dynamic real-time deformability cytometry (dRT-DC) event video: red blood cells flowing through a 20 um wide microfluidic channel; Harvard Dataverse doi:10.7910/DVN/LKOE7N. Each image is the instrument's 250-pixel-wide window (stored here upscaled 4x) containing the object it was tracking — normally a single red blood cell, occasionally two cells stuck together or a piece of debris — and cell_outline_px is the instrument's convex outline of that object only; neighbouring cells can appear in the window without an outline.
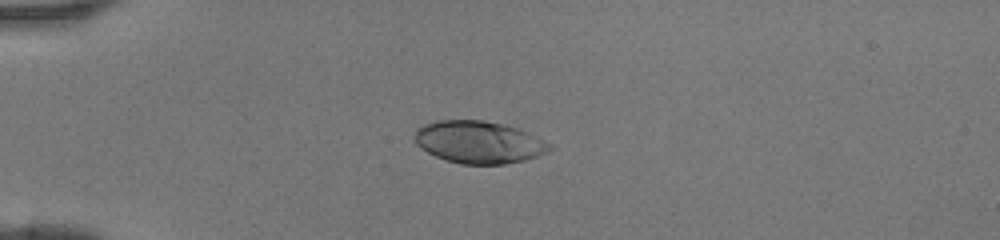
{"species": "human", "species_latin": "Homo sapiens", "temperature_condition": "room temperature", "stored_images_in_passage": 34, "camera_frame_rate_fps": 3000, "um_per_image_px": 0.085, "donor": {"sex": "female"}, "frame": {"image": 1, "passage_image": 1, "time_ms": 0.0, "image_size_px": [1000, 240], "cell_outline_px": [[552, 148], [548, 152], [524, 160], [504, 164], [460, 164], [444, 160], [428, 152], [416, 144], [412, 140], [412, 136], [416, 128], [424, 124], [436, 120], [484, 120], [504, 124], [516, 128], [552, 144]], "centroid_in_image_um": [40.64, 12.08], "position_along_channel_um": 44.4, "area_um2": 33.41}}
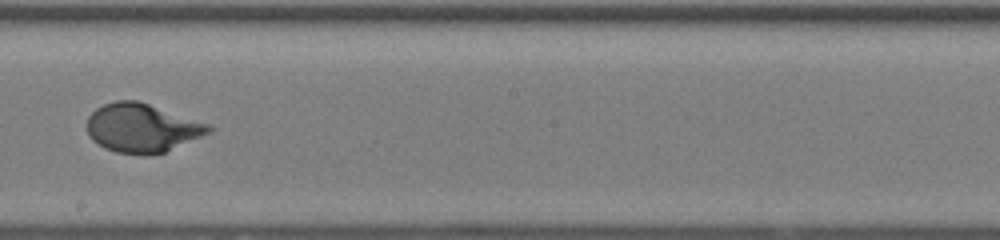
{"frame": {"image": 2, "passage_image": 16, "time_ms": 5.0, "image_size_px": [1000, 240], "cell_outline_px": [[216, 128], [212, 132], [164, 152], [116, 152], [104, 148], [92, 140], [88, 136], [88, 116], [96, 108], [104, 104], [116, 100], [136, 100], [212, 124]], "centroid_in_image_um": [12.1, 10.84], "position_along_channel_um": 236.1, "area_um2": 34.16}}
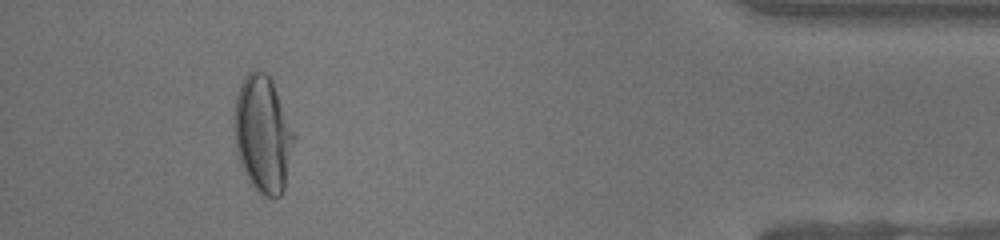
{"frame": {"image": 3, "passage_image": 31, "time_ms": 10.0, "image_size_px": [1000, 240], "cell_outline_px": [[296, 136], [284, 188], [280, 196], [264, 196], [252, 184], [240, 160], [236, 148], [236, 96], [240, 84], [244, 76], [252, 68], [256, 68], [268, 72], [272, 80], [296, 132]], "centroid_in_image_um": [22.4, 11.31], "position_along_channel_um": 412.8, "area_um2": 40.4}}